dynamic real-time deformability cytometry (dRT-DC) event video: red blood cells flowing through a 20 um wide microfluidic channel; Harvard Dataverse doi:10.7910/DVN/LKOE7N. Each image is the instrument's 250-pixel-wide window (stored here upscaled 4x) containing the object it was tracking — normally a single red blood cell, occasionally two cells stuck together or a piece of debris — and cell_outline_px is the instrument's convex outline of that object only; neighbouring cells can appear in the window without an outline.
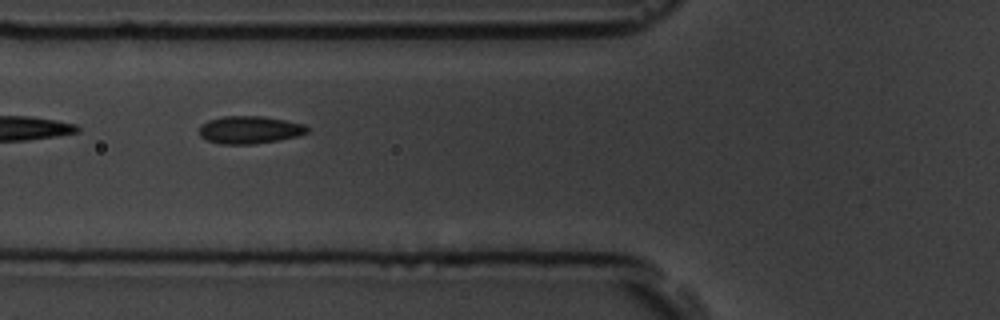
{"species": "common noctule bat (a hibernating species)", "species_latin": "Nyctalus noctula", "temperature_condition": "room temperature", "stored_images_in_passage": 5, "camera_frame_rate_fps": 3000, "um_per_image_px": 0.085, "animal": {"sex": "male", "body_mass_g": 19.5, "forearm_length_mm": 54.6}, "frame": {"image": 1, "passage_image": 4, "time_ms": 3.667, "image_size_px": [1000, 320], "cell_outline_px": [[308, 132], [296, 136], [280, 140], [252, 144], [220, 144], [208, 140], [200, 136], [200, 124], [208, 120], [224, 116], [264, 116], [304, 124], [308, 128]], "centroid_in_image_um": [21.2, 11.03], "position_along_channel_um": 104.6, "area_um2": 17.34}}